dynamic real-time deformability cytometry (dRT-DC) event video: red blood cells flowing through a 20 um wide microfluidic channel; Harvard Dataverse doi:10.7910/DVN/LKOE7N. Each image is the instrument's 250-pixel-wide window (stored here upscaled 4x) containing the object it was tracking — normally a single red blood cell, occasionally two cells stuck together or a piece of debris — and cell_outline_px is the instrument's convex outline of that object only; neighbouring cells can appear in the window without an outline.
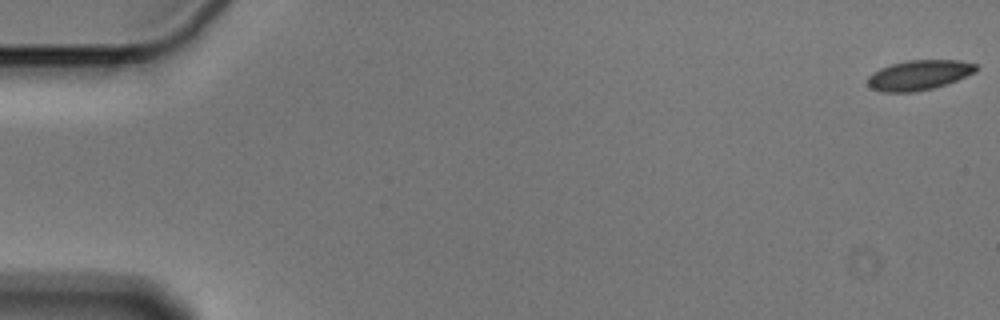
{"species": "Egyptian fruit bat (a non-hibernating species)", "species_latin": "Rousettus aegyptiacus", "temperature_condition": "cold", "stored_images_in_passage": 13, "camera_frame_rate_fps": 3000, "um_per_image_px": 0.085, "animal": {"sex": "male"}, "frame": {"image": 1, "passage_image": 1, "time_ms": 0.0, "image_size_px": [1000, 320], "cell_outline_px": [[976, 72], [956, 80], [932, 88], [916, 92], [880, 92], [872, 88], [868, 84], [868, 76], [872, 72], [880, 68], [892, 64], [908, 60], [960, 60], [976, 64]], "centroid_in_image_um": [78.09, 6.38], "position_along_channel_um": 6.9, "area_um2": 18.79}}